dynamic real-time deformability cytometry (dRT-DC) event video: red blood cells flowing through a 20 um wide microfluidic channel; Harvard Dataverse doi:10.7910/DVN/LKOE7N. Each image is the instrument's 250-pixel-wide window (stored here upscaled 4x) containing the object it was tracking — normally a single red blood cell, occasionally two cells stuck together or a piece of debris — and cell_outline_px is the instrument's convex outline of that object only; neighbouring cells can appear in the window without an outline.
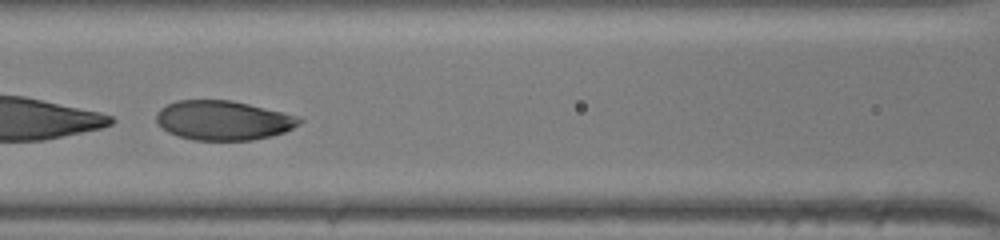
{"species": "human", "species_latin": "Homo sapiens", "temperature_condition": "room temperature", "stored_images_in_passage": 37, "segment_of_instrument_passage": [2, 2], "camera_frame_rate_fps": 3000, "um_per_image_px": 0.085, "donor": {"sex": "male"}, "frame": {"image": 1, "passage_image": 14, "time_ms": 4.333, "image_size_px": [1000, 240], "cell_outline_px": [[304, 120], [300, 124], [284, 132], [272, 136], [252, 140], [192, 140], [176, 136], [168, 132], [156, 120], [156, 116], [160, 108], [176, 100], [232, 100], [284, 112], [296, 116]], "centroid_in_image_um": [18.98, 10.23], "position_along_channel_um": 147.6, "area_um2": 32.95}}
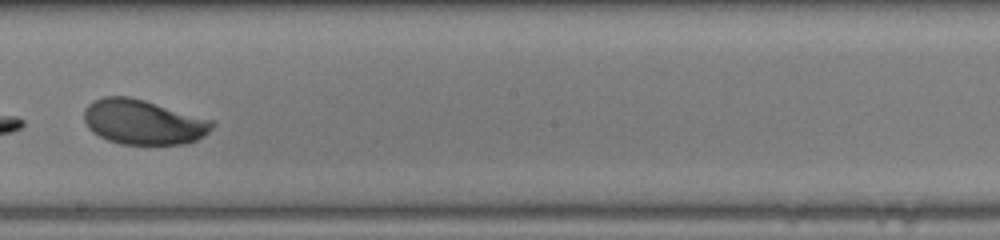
{"frame": {"image": 2, "passage_image": 20, "time_ms": 6.333, "image_size_px": [1000, 240], "cell_outline_px": [[216, 124], [204, 136], [188, 144], [120, 144], [108, 140], [92, 132], [88, 128], [84, 120], [84, 108], [92, 100], [104, 96], [128, 96], [144, 100], [216, 120]], "centroid_in_image_um": [12.2, 10.37], "position_along_channel_um": 236.0, "area_um2": 33.87}}
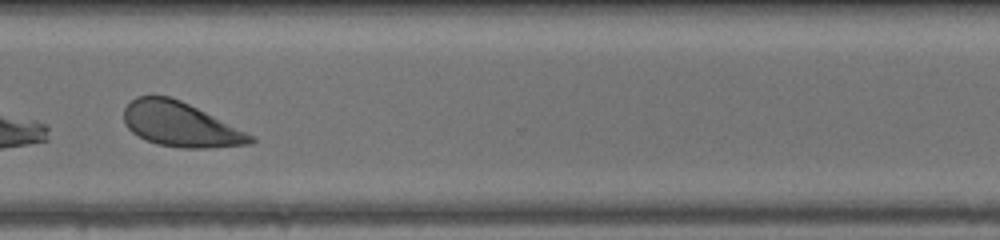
{"frame": {"image": 3, "passage_image": 28, "time_ms": 9.0, "image_size_px": [1000, 240], "cell_outline_px": [[256, 140], [252, 144], [208, 148], [180, 148], [156, 144], [132, 132], [124, 124], [124, 108], [136, 96], [168, 96], [180, 100], [256, 136]], "centroid_in_image_um": [15.36, 10.59], "position_along_channel_um": 355.2, "area_um2": 32.77}}